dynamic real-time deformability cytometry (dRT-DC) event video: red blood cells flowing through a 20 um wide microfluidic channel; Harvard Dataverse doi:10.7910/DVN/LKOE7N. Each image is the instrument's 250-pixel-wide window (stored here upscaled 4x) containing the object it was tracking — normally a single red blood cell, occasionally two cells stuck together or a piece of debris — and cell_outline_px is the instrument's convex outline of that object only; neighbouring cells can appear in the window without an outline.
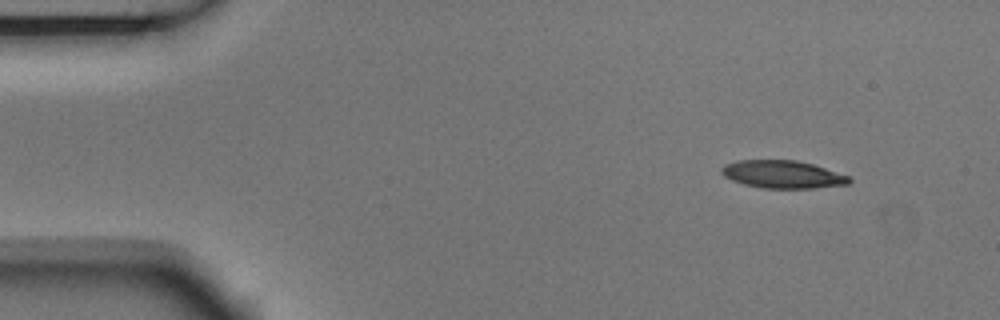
{"species": "Egyptian fruit bat (a non-hibernating species)", "species_latin": "Rousettus aegyptiacus", "temperature_condition": "room temperature", "stored_images_in_passage": 4, "camera_frame_rate_fps": 3000, "um_per_image_px": 0.085, "animal": {"sex": "male"}, "frame": {"image": 1, "passage_image": 1, "time_ms": 0.0, "image_size_px": [1000, 320], "cell_outline_px": [[852, 180], [848, 184], [812, 188], [764, 188], [744, 184], [732, 180], [724, 176], [720, 172], [720, 168], [724, 164], [736, 160], [796, 160], [812, 164], [848, 176]], "centroid_in_image_um": [66.47, 14.81], "position_along_channel_um": 18.5, "area_um2": 20.52}}
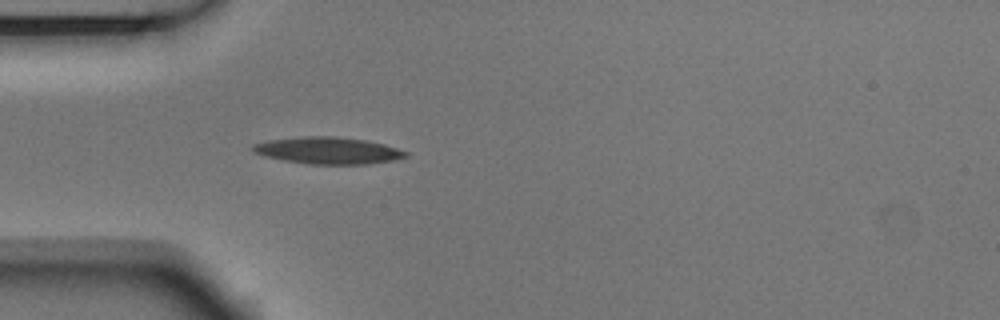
{"frame": {"image": 2, "passage_image": 4, "time_ms": 1.0, "image_size_px": [1000, 320], "cell_outline_px": [[408, 156], [392, 160], [364, 164], [308, 164], [284, 160], [264, 156], [256, 152], [252, 148], [252, 144], [268, 140], [304, 136], [336, 136], [368, 140], [384, 144], [408, 152]], "centroid_in_image_um": [27.88, 12.78], "position_along_channel_um": 57.1, "area_um2": 23.81}}